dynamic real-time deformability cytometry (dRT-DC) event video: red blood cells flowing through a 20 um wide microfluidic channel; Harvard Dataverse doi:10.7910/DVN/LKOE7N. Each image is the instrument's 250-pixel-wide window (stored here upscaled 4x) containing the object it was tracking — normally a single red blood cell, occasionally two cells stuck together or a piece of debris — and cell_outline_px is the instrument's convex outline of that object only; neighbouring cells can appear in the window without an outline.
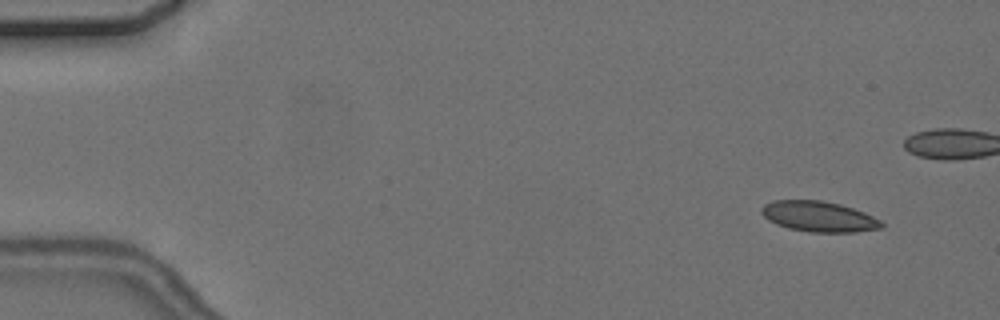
{"species": "common noctule bat (a hibernating species)", "species_latin": "Nyctalus noctula", "temperature_condition": "cold", "stored_images_in_passage": 6, "camera_frame_rate_fps": 3000, "um_per_image_px": 0.085, "animal": {"sex": "female", "body_mass_g": 24.6, "forearm_length_mm": 56.2}, "frame": {"image": 1, "passage_image": 1, "time_ms": 0.0, "image_size_px": [1000, 320], "cell_outline_px": [[884, 228], [856, 232], [808, 232], [788, 228], [776, 224], [768, 220], [760, 212], [760, 208], [764, 204], [772, 200], [820, 200], [840, 204], [864, 212], [880, 220], [884, 224]], "centroid_in_image_um": [69.59, 18.41], "position_along_channel_um": 15.4, "area_um2": 21.5}}
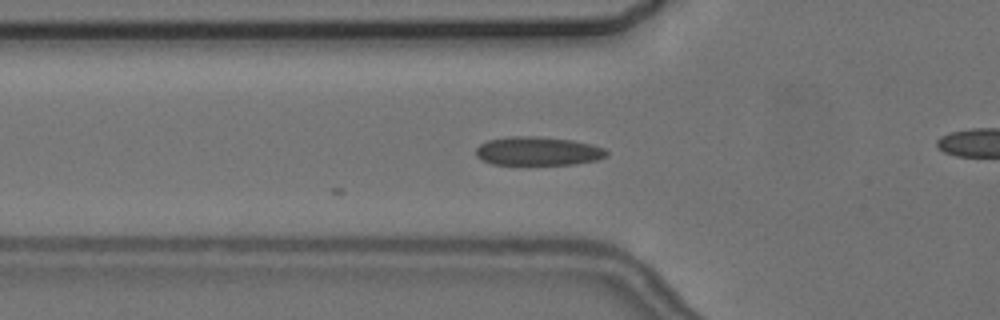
{"frame": {"image": 2, "passage_image": 5, "time_ms": 5.0, "image_size_px": [1000, 320], "cell_outline_px": [[608, 156], [596, 160], [576, 164], [492, 164], [480, 160], [476, 156], [476, 148], [480, 144], [488, 140], [512, 136], [540, 136], [572, 140], [592, 144], [604, 148], [608, 152]], "centroid_in_image_um": [45.73, 12.84], "position_along_channel_um": 80.1, "area_um2": 21.96}}